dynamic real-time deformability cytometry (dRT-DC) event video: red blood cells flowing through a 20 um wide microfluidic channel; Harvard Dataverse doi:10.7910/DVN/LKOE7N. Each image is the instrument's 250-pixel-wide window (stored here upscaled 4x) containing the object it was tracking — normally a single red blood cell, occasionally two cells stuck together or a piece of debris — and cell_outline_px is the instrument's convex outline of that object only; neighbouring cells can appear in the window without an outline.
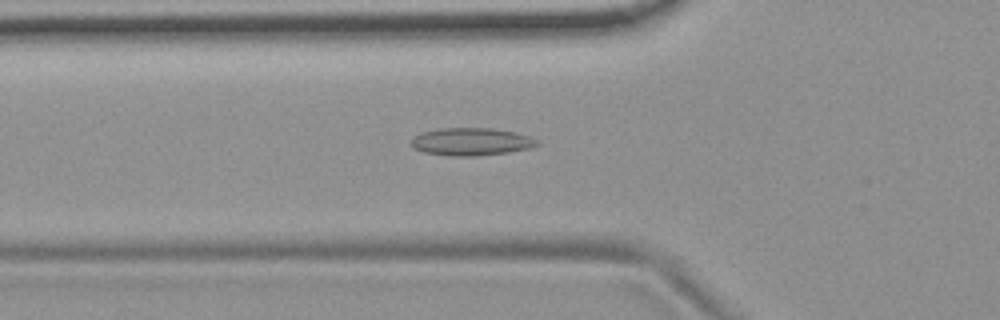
{"species": "common noctule bat (a hibernating species)", "species_latin": "Nyctalus noctula", "temperature_condition": "room temperature", "stored_images_in_passage": 54, "camera_frame_rate_fps": 3000, "um_per_image_px": 0.085, "animal": {"sex": "female", "body_mass_g": 19.9}, "frame": {"image": 1, "passage_image": 19, "time_ms": 6.0, "image_size_px": [1000, 320], "cell_outline_px": [[540, 144], [532, 148], [508, 152], [476, 156], [452, 156], [424, 152], [412, 148], [412, 140], [420, 132], [440, 128], [492, 128], [516, 132], [540, 140]], "centroid_in_image_um": [40.09, 12.04], "position_along_channel_um": 85.7, "area_um2": 20.4}}
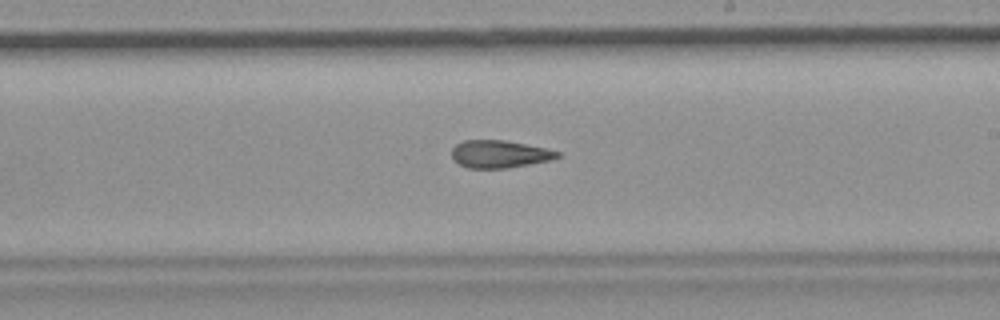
{"frame": {"image": 2, "passage_image": 32, "time_ms": 10.333, "image_size_px": [1000, 320], "cell_outline_px": [[560, 156], [552, 160], [508, 168], [468, 168], [460, 164], [452, 156], [452, 148], [456, 144], [464, 140], [504, 140], [544, 148], [560, 152]], "centroid_in_image_um": [42.46, 13.1], "position_along_channel_um": 246.5, "area_um2": 16.82}}
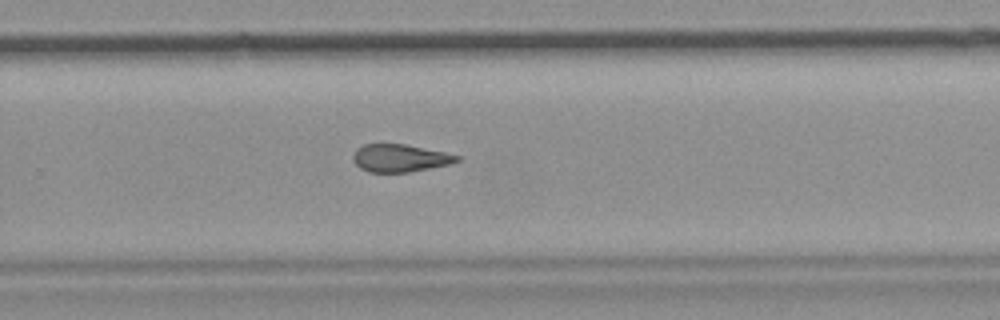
{"frame": {"image": 3, "passage_image": 36, "time_ms": 11.667, "image_size_px": [1000, 320], "cell_outline_px": [[460, 160], [452, 164], [408, 172], [368, 172], [360, 168], [352, 160], [352, 156], [356, 148], [364, 144], [404, 144], [444, 152], [460, 156]], "centroid_in_image_um": [33.98, 13.44], "position_along_channel_um": 295.8, "area_um2": 16.76}, "authors_computed_cell_mechanics": {"area_um2": 18.0336, "velocity_mm_per_s": 3.7133, "shape_relaxation_time_tau1_ms": null, "shape_relaxation_time_tau2_ms": 3.5876, "deformation_change_tau1": null, "deformation_change_tau2": 0.1279}}